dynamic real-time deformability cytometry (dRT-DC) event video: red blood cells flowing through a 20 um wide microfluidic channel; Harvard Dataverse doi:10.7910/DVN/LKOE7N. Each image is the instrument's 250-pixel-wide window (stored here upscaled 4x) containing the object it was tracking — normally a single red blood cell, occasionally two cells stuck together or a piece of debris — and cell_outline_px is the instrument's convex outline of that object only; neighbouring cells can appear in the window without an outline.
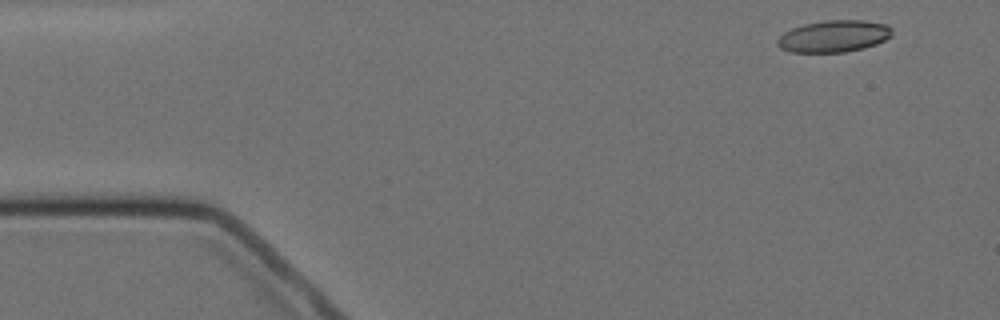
{"species": "Egyptian fruit bat (a non-hibernating species)", "species_latin": "Rousettus aegyptiacus", "temperature_condition": "cold", "stored_images_in_passage": 3, "camera_frame_rate_fps": 3000, "um_per_image_px": 0.085, "animal": {"sex": "female"}, "frame": {"image": 1, "passage_image": 1, "time_ms": 0.0, "image_size_px": [1000, 320], "cell_outline_px": [[892, 32], [884, 40], [876, 44], [864, 48], [844, 52], [792, 52], [780, 48], [776, 44], [776, 40], [784, 32], [792, 28], [804, 24], [824, 20], [864, 20], [888, 24], [892, 28]], "centroid_in_image_um": [70.86, 3.07], "position_along_channel_um": 14.1, "area_um2": 21.33}}
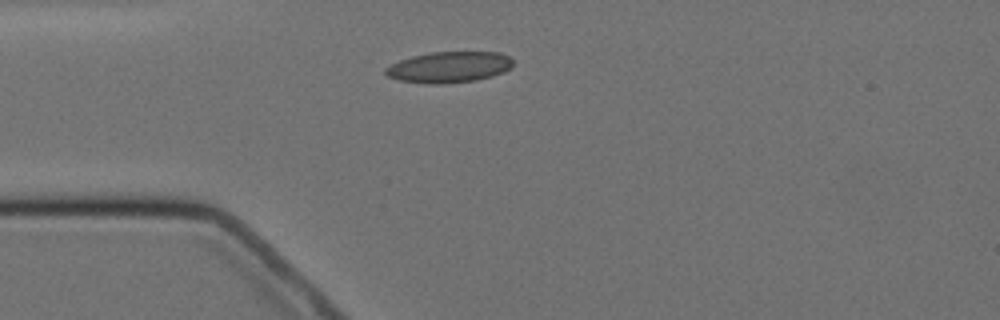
{"frame": {"image": 2, "passage_image": 3, "time_ms": 3.333, "image_size_px": [1000, 320], "cell_outline_px": [[512, 68], [504, 72], [492, 76], [476, 80], [440, 84], [428, 84], [400, 80], [388, 76], [384, 72], [384, 68], [400, 60], [412, 56], [432, 52], [500, 52], [508, 56], [512, 60]], "centroid_in_image_um": [38.18, 5.7], "position_along_channel_um": 46.8, "area_um2": 23.0}}